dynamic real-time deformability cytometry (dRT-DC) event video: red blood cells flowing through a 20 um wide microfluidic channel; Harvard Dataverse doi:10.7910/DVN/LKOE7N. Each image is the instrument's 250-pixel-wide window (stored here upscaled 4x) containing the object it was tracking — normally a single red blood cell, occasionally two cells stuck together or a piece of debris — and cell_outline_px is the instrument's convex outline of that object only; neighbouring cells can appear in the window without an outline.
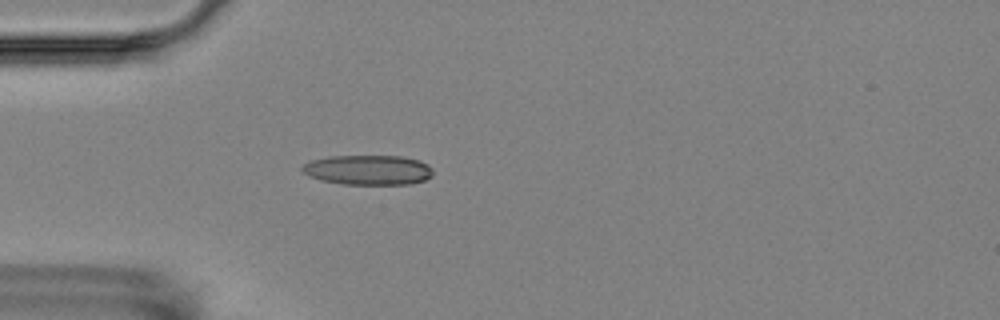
{"species": "Egyptian fruit bat (a non-hibernating species)", "species_latin": "Rousettus aegyptiacus", "temperature_condition": "room temperature", "stored_images_in_passage": 4, "camera_frame_rate_fps": 3000, "um_per_image_px": 0.085, "animal": {"sex": "female"}, "frame": {"image": 1, "passage_image": 4, "time_ms": 4.333, "image_size_px": [1000, 320], "cell_outline_px": [[432, 176], [424, 180], [412, 184], [344, 184], [320, 180], [308, 176], [300, 168], [308, 160], [328, 156], [400, 156], [420, 160], [428, 164], [432, 168]], "centroid_in_image_um": [31.27, 14.44], "position_along_channel_um": 53.7, "area_um2": 22.95}}